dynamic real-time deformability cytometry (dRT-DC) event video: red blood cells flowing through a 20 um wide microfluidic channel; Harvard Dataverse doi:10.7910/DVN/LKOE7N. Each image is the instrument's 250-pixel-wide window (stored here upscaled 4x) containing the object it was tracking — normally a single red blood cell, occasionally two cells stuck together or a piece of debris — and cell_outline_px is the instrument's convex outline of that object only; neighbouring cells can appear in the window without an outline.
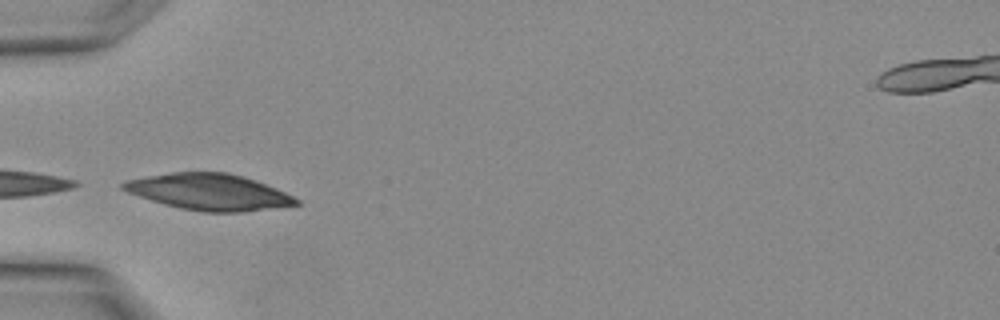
{"species": "Egyptian fruit bat (a non-hibernating species)", "species_latin": "Rousettus aegyptiacus", "temperature_condition": "warm", "stored_images_in_passage": 3, "camera_frame_rate_fps": 3000, "um_per_image_px": 0.085, "animal": {"sex": "female"}, "frame": {"image": 1, "passage_image": 3, "time_ms": 0.667, "image_size_px": [1000, 320], "cell_outline_px": [[300, 204], [240, 212], [204, 212], [180, 208], [164, 204], [128, 192], [120, 188], [120, 184], [124, 180], [172, 172], [228, 172], [244, 176], [276, 188], [300, 200]], "centroid_in_image_um": [17.75, 16.31], "position_along_channel_um": 67.3, "area_um2": 36.3}}